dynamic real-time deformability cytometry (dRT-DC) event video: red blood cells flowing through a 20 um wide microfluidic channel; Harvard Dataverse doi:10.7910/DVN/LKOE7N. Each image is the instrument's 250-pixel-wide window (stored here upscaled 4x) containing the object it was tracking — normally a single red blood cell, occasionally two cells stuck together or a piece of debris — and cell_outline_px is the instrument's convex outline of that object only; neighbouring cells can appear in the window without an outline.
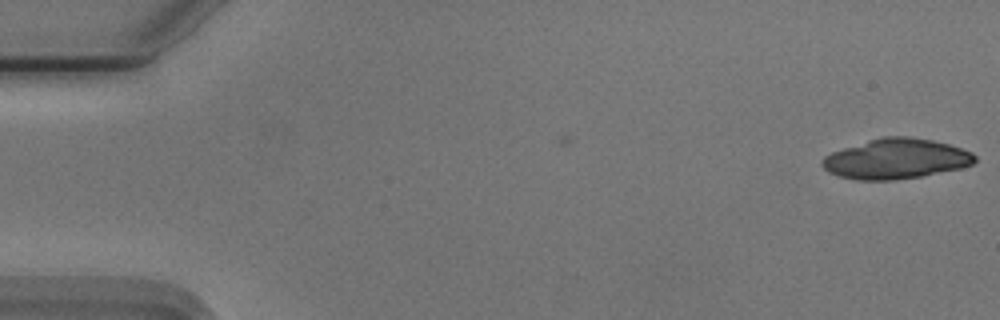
{"species": "Egyptian fruit bat (a non-hibernating species)", "species_latin": "Rousettus aegyptiacus", "temperature_condition": "cold", "stored_images_in_passage": 5, "camera_frame_rate_fps": 3000, "um_per_image_px": 0.085, "animal": {"sex": "male"}, "frame": {"image": 1, "passage_image": 1, "time_ms": 0.0, "image_size_px": [1000, 320], "cell_outline_px": [[976, 160], [972, 164], [960, 168], [920, 176], [896, 180], [856, 180], [840, 176], [828, 172], [820, 164], [824, 156], [832, 152], [844, 148], [884, 136], [908, 136], [932, 140], [948, 144], [972, 152], [976, 156]], "centroid_in_image_um": [76.15, 13.5], "position_along_channel_um": 8.9, "area_um2": 35.43}}